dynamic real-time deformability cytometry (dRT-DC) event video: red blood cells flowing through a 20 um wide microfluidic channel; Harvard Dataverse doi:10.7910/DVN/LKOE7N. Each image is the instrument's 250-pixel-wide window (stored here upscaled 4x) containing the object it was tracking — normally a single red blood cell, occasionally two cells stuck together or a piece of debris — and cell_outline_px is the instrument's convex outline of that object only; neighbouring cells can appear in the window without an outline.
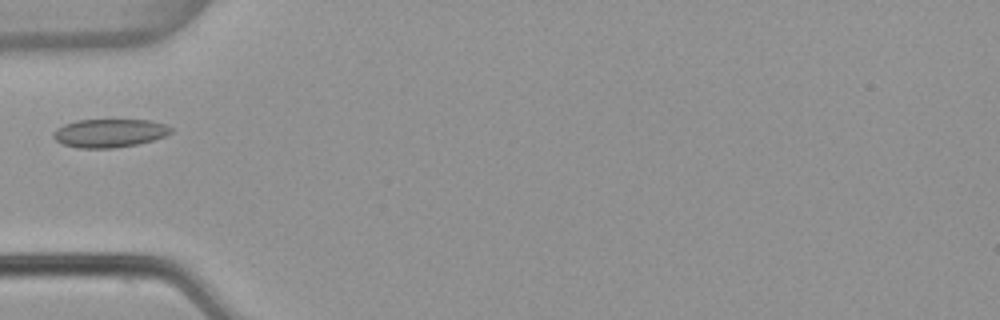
{"species": "common noctule bat (a hibernating species)", "species_latin": "Nyctalus noctula", "temperature_condition": "warm", "stored_images_in_passage": 4, "camera_frame_rate_fps": 3000, "um_per_image_px": 0.085, "animal": {"sex": "female", "body_mass_g": 22.7, "forearm_length_mm": 54.2}, "frame": {"image": 1, "passage_image": 3, "time_ms": 0.667, "image_size_px": [1000, 320], "cell_outline_px": [[172, 132], [164, 136], [152, 140], [136, 144], [112, 148], [76, 148], [64, 144], [56, 140], [52, 136], [52, 132], [56, 128], [64, 124], [76, 120], [148, 120], [164, 124], [172, 128]], "centroid_in_image_um": [9.26, 11.31], "position_along_channel_um": 75.7, "area_um2": 19.36}}
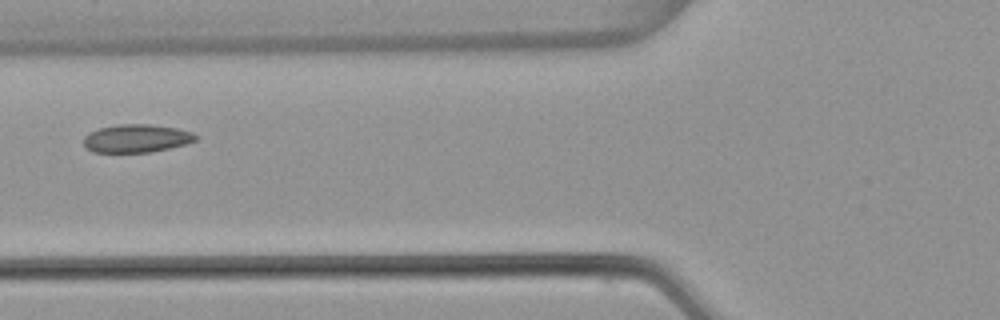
{"frame": {"image": 2, "passage_image": 4, "time_ms": 1.0, "image_size_px": [1000, 320], "cell_outline_px": [[196, 140], [188, 144], [152, 152], [92, 152], [84, 144], [84, 136], [88, 132], [100, 128], [120, 124], [148, 124], [176, 128], [192, 132], [196, 136]], "centroid_in_image_um": [11.61, 11.77], "position_along_channel_um": 114.2, "area_um2": 18.32}}